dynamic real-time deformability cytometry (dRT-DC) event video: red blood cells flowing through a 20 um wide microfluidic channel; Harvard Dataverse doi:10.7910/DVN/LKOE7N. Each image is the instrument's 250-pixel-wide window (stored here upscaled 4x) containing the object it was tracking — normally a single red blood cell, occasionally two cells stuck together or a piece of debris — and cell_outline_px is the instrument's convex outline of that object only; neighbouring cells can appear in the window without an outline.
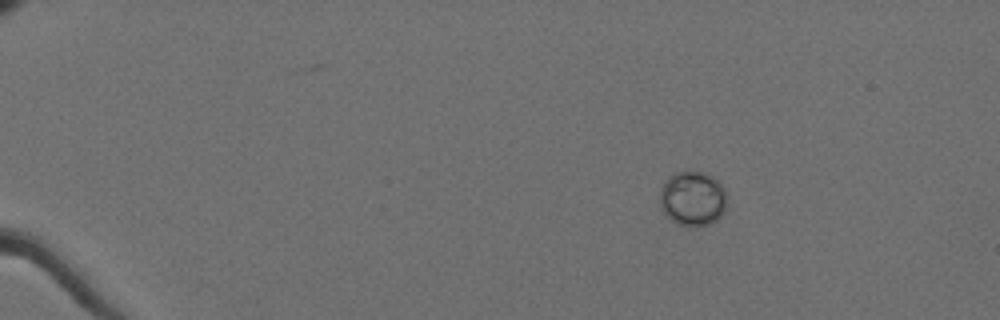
{"species": "Egyptian fruit bat (a non-hibernating species)", "species_latin": "Rousettus aegyptiacus", "temperature_condition": "cold", "stored_images_in_passage": 25, "camera_frame_rate_fps": 3000, "um_per_image_px": 0.085, "animal": {"sex": "female"}, "frame": {"image": 1, "passage_image": 9, "time_ms": 2.667, "image_size_px": [1000, 320], "cell_outline_px": [[728, 200], [724, 212], [712, 224], [692, 228], [676, 224], [664, 212], [660, 204], [660, 188], [664, 180], [668, 176], [676, 172], [688, 168], [704, 172], [712, 176], [724, 188]], "centroid_in_image_um": [58.88, 16.86], "position_along_channel_um": 26.1, "area_um2": 22.2}}
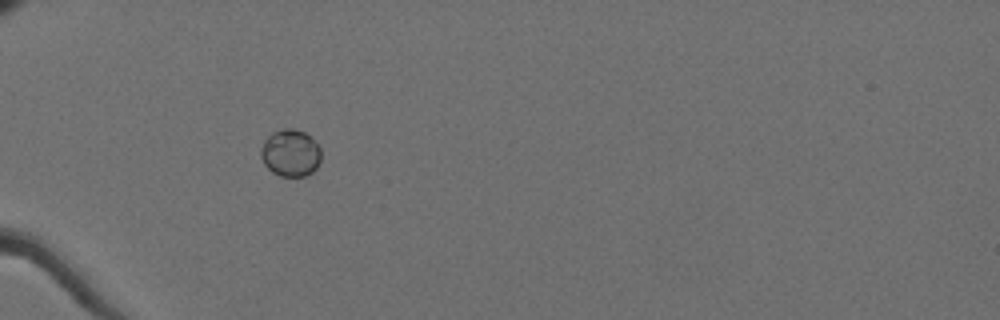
{"frame": {"image": 2, "passage_image": 20, "time_ms": 6.333, "image_size_px": [1000, 320], "cell_outline_px": [[320, 160], [316, 168], [312, 172], [304, 176], [280, 176], [272, 172], [264, 164], [260, 156], [260, 148], [264, 140], [272, 132], [284, 128], [296, 128], [312, 136], [320, 148]], "centroid_in_image_um": [24.68, 12.98], "position_along_channel_um": 60.3, "area_um2": 16.76}}
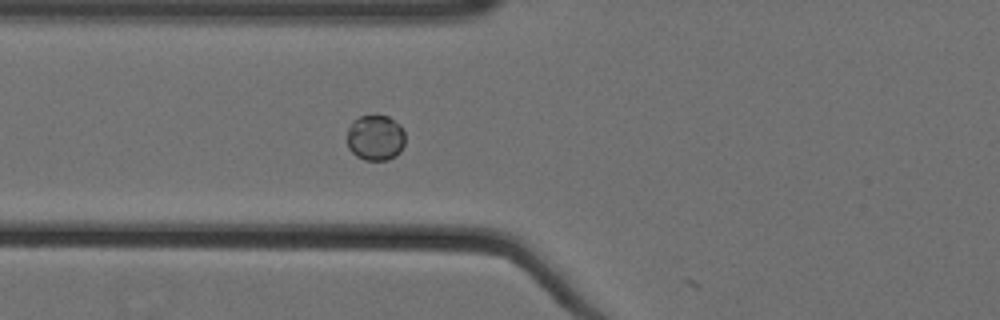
{"frame": {"image": 3, "passage_image": 24, "time_ms": 7.667, "image_size_px": [1000, 320], "cell_outline_px": [[404, 144], [400, 152], [396, 156], [388, 160], [364, 160], [356, 156], [348, 148], [348, 128], [360, 116], [388, 116], [400, 124], [404, 132]], "centroid_in_image_um": [31.93, 11.73], "position_along_channel_um": 93.9, "area_um2": 15.37}}